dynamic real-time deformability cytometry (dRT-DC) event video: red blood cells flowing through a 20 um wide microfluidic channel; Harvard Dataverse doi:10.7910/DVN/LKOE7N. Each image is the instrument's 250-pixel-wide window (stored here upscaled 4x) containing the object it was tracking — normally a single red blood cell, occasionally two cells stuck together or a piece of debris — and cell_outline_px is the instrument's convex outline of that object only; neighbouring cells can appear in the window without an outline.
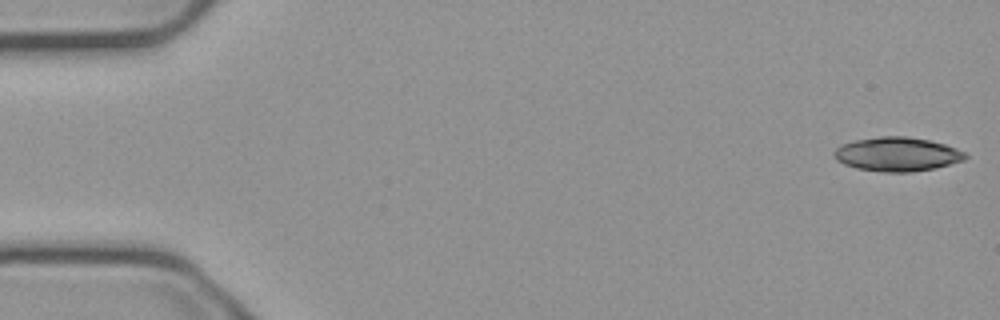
{"species": "common noctule bat (a hibernating species)", "species_latin": "Nyctalus noctula", "temperature_condition": "cold", "stored_images_in_passage": 54, "camera_frame_rate_fps": 3000, "um_per_image_px": 0.085, "animal": {"sex": "male", "body_mass_g": 23.1, "forearm_length_mm": 52.7}, "frame": {"image": 1, "passage_image": 1, "time_ms": 0.0, "image_size_px": [1000, 320], "cell_outline_px": [[968, 156], [964, 160], [936, 168], [912, 172], [884, 172], [856, 168], [844, 164], [836, 160], [832, 152], [840, 144], [856, 140], [880, 136], [908, 136], [928, 140], [944, 144], [956, 148], [964, 152]], "centroid_in_image_um": [76.24, 13.11], "position_along_channel_um": 8.8, "area_um2": 26.13}}
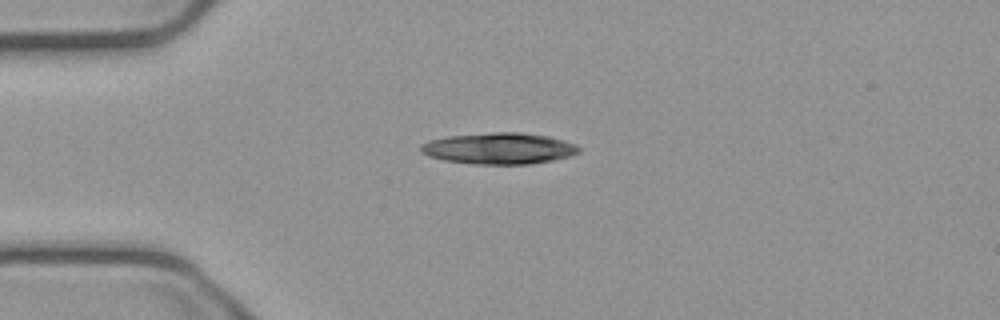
{"frame": {"image": 2, "passage_image": 13, "time_ms": 4.0, "image_size_px": [1000, 320], "cell_outline_px": [[580, 152], [572, 156], [552, 160], [528, 164], [476, 164], [444, 160], [428, 156], [420, 152], [420, 144], [428, 140], [448, 136], [492, 132], [520, 132], [548, 136], [576, 144], [580, 148]], "centroid_in_image_um": [42.4, 12.61], "position_along_channel_um": 42.6, "area_um2": 28.96}}